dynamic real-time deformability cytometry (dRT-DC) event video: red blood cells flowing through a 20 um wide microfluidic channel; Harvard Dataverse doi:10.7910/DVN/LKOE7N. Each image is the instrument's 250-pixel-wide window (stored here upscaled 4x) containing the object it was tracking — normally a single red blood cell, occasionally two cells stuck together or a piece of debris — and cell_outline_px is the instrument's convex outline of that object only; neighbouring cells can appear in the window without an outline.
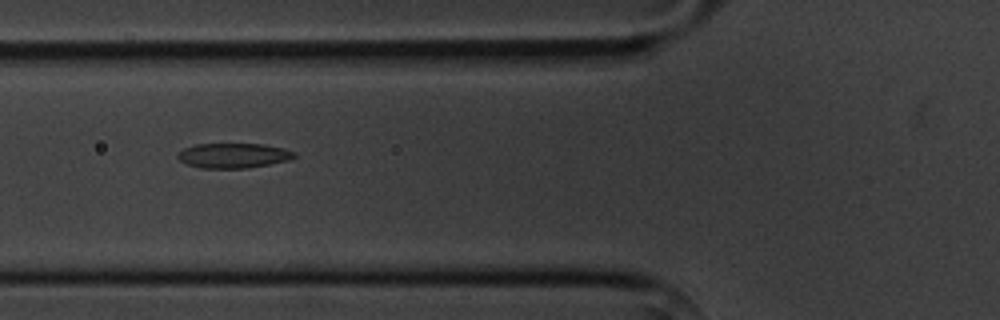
{"species": "common noctule bat (a hibernating species)", "species_latin": "Nyctalus noctula", "temperature_condition": "cold", "stored_images_in_passage": 7, "camera_frame_rate_fps": 3000, "um_per_image_px": 0.085, "animal": {"sex": "male", "body_mass_g": 20.1, "forearm_length_mm": 53.5}, "frame": {"image": 1, "passage_image": 4, "time_ms": 4.667, "image_size_px": [1000, 320], "cell_outline_px": [[296, 156], [288, 160], [248, 168], [200, 168], [188, 164], [180, 160], [176, 156], [184, 148], [196, 144], [264, 144], [284, 148], [296, 152]], "centroid_in_image_um": [19.86, 13.22], "position_along_channel_um": 105.9, "area_um2": 16.82}}
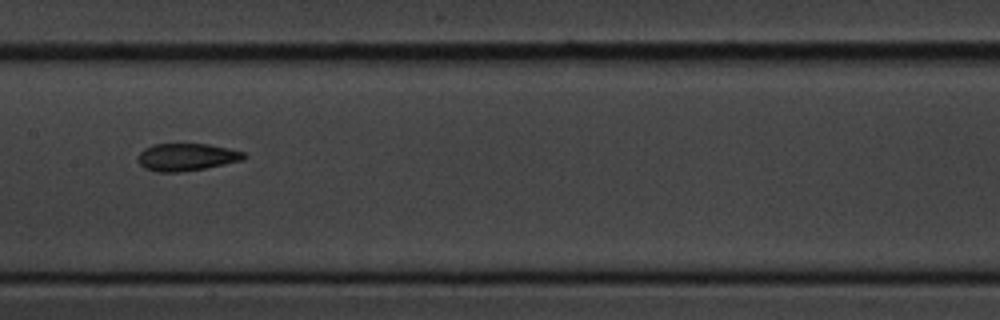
{"frame": {"image": 2, "passage_image": 6, "time_ms": 7.0, "image_size_px": [1000, 320], "cell_outline_px": [[248, 156], [240, 160], [224, 164], [204, 168], [180, 172], [156, 172], [144, 168], [136, 160], [136, 156], [144, 148], [152, 144], [208, 144], [228, 148], [244, 152]], "centroid_in_image_um": [15.8, 13.35], "position_along_channel_um": 191.6, "area_um2": 16.99}}
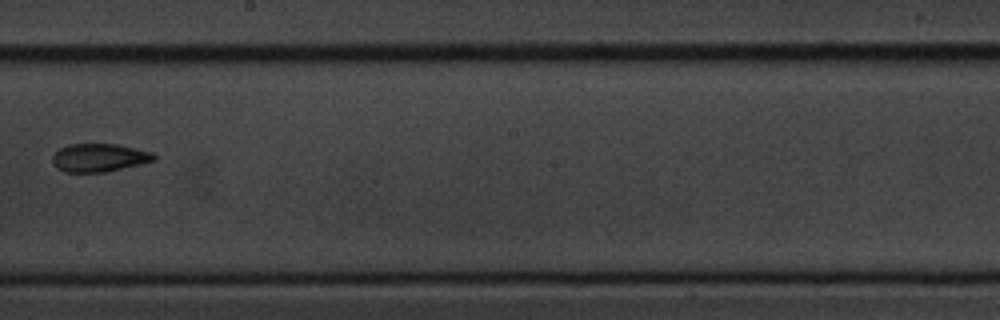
{"frame": {"image": 3, "passage_image": 7, "time_ms": 8.333, "image_size_px": [1000, 320], "cell_outline_px": [[156, 160], [140, 164], [104, 172], [64, 172], [56, 168], [52, 164], [52, 156], [60, 148], [68, 144], [116, 144], [152, 152], [156, 156]], "centroid_in_image_um": [8.39, 13.4], "position_along_channel_um": 239.8, "area_um2": 16.65}}